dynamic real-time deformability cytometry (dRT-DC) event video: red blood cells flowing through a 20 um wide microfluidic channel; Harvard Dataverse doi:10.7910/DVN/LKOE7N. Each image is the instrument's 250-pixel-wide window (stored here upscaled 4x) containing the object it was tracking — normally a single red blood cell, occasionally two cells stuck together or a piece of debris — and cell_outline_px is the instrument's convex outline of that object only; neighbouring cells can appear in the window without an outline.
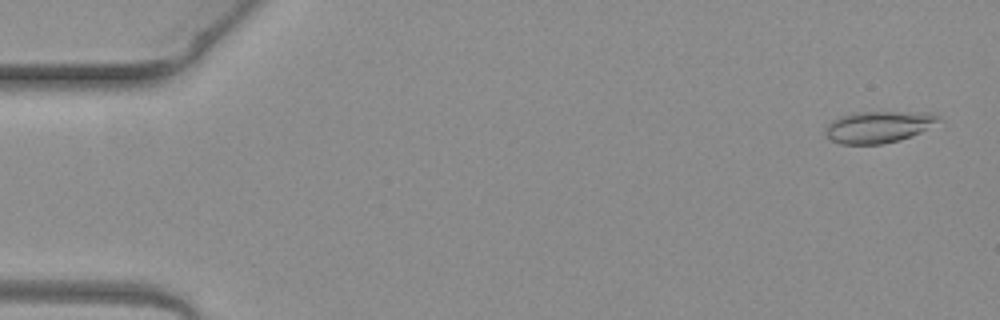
{"species": "common noctule bat (a hibernating species)", "species_latin": "Nyctalus noctula", "temperature_condition": "warm", "stored_images_in_passage": 7, "camera_frame_rate_fps": 3000, "um_per_image_px": 0.085, "animal": {"sex": "female", "body_mass_g": 19.3, "forearm_length_mm": 54.1}, "frame": {"image": 1, "passage_image": 1, "time_ms": 0.0, "image_size_px": [1000, 320], "cell_outline_px": [[944, 120], [912, 136], [900, 140], [880, 144], [840, 144], [824, 136], [824, 132], [828, 124], [832, 120], [848, 112], [924, 112], [940, 116]], "centroid_in_image_um": [74.66, 10.78], "position_along_channel_um": 10.3, "area_um2": 21.15}}
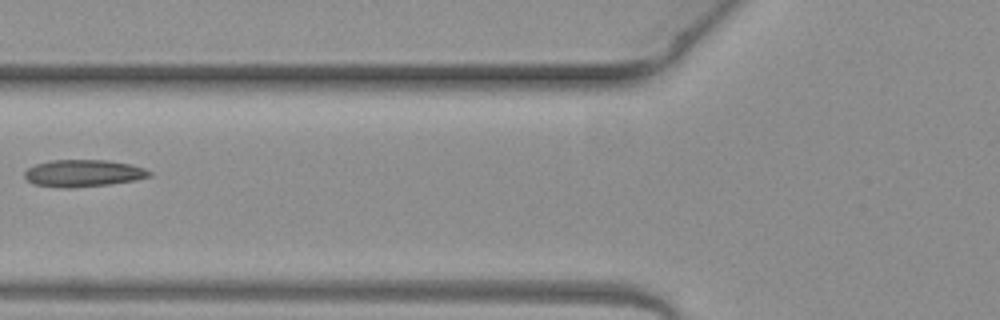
{"frame": {"image": 2, "passage_image": 6, "time_ms": 1.667, "image_size_px": [1000, 320], "cell_outline_px": [[152, 176], [136, 180], [108, 184], [72, 188], [64, 188], [36, 184], [28, 180], [24, 176], [24, 172], [28, 168], [36, 164], [52, 160], [108, 160], [128, 164], [144, 168], [152, 172]], "centroid_in_image_um": [7.1, 14.72], "position_along_channel_um": 118.7, "area_um2": 19.54}}
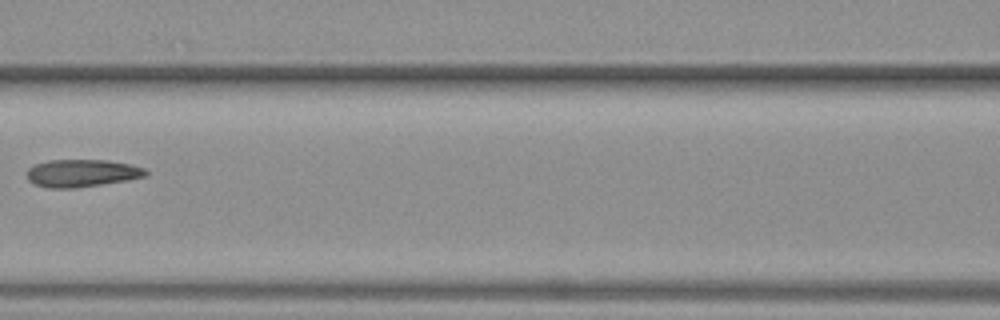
{"frame": {"image": 3, "passage_image": 7, "time_ms": 2.0, "image_size_px": [1000, 320], "cell_outline_px": [[148, 172], [144, 176], [128, 180], [76, 188], [48, 188], [32, 184], [28, 180], [28, 168], [36, 164], [48, 160], [108, 160], [128, 164], [144, 168]], "centroid_in_image_um": [6.92, 14.72], "position_along_channel_um": 159.7, "area_um2": 19.02}}